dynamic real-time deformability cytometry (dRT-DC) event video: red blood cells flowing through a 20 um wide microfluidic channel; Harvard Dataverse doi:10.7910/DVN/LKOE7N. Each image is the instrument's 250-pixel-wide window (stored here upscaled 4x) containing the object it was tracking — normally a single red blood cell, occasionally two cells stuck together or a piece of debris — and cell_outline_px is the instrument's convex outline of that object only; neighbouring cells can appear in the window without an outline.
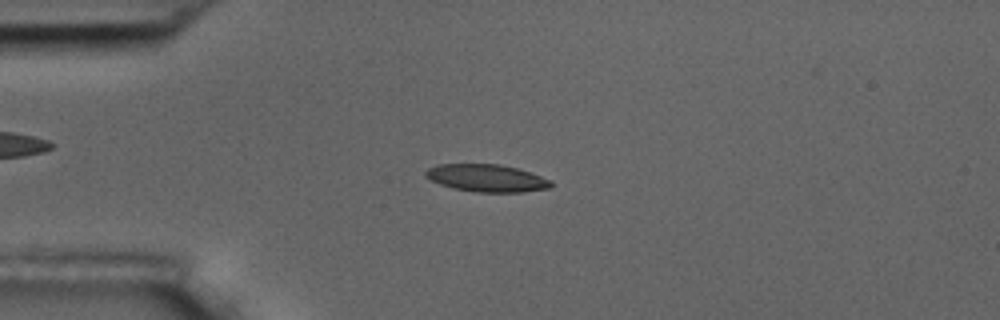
{"species": "common noctule bat (a hibernating species)", "species_latin": "Nyctalus noctula", "temperature_condition": "room temperature", "stored_images_in_passage": 56, "camera_frame_rate_fps": 3000, "um_per_image_px": 0.085, "animal": {"sex": "male", "body_mass_g": 17.5, "forearm_length_mm": 52.3}, "frame": {"image": 1, "passage_image": 14, "time_ms": 4.333, "image_size_px": [1000, 320], "cell_outline_px": [[552, 184], [548, 188], [524, 192], [476, 192], [452, 188], [440, 184], [424, 176], [424, 172], [428, 168], [440, 164], [500, 164], [516, 168], [552, 180]], "centroid_in_image_um": [41.34, 15.14], "position_along_channel_um": 43.7, "area_um2": 19.94}}
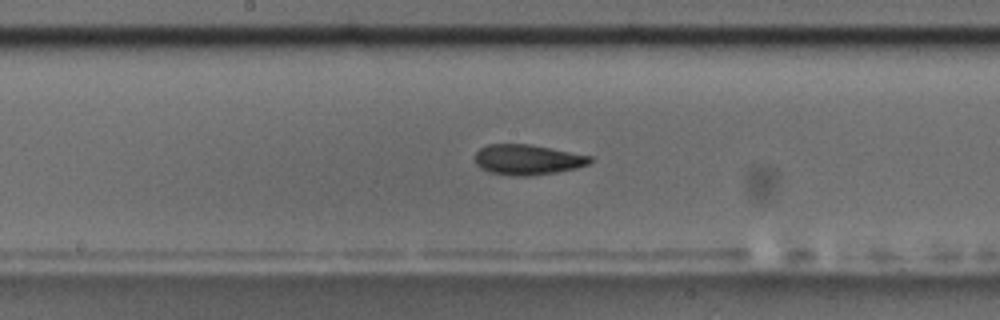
{"frame": {"image": 2, "passage_image": 29, "time_ms": 9.333, "image_size_px": [1000, 320], "cell_outline_px": [[592, 160], [588, 164], [576, 168], [556, 172], [532, 176], [512, 176], [488, 172], [480, 168], [476, 164], [476, 152], [480, 148], [488, 144], [528, 144], [592, 156]], "centroid_in_image_um": [44.81, 13.58], "position_along_channel_um": 203.4, "area_um2": 20.29}}
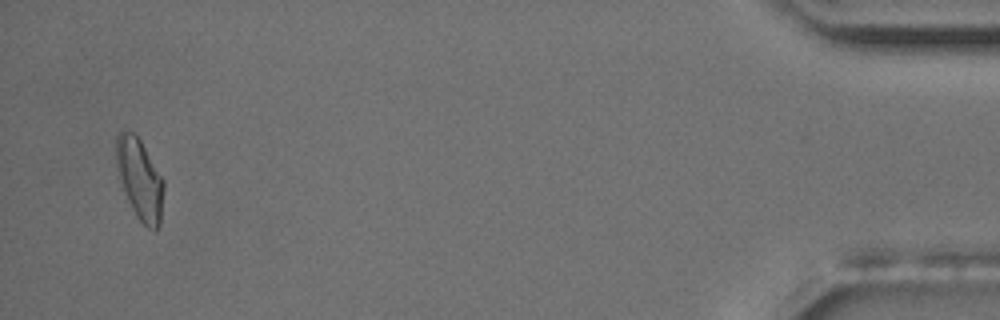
{"frame": {"image": 3, "passage_image": 54, "time_ms": 17.667, "image_size_px": [1000, 320], "cell_outline_px": [[164, 188], [160, 224], [156, 232], [148, 228], [136, 216], [128, 200], [120, 180], [116, 164], [116, 136], [124, 128], [132, 132], [140, 140], [164, 180]], "centroid_in_image_um": [11.88, 15.23], "position_along_channel_um": 423.3, "area_um2": 22.31}, "authors_computed_cell_mechanics": {"area_um2": 20.2011, "velocity_mm_per_s": 3.6267, "shape_relaxation_time_tau1_ms": 2.8888, "shape_relaxation_time_tau2_ms": 2.4282, "deformation_change_tau1": 0.1328, "deformation_change_tau2": 0.0912}}